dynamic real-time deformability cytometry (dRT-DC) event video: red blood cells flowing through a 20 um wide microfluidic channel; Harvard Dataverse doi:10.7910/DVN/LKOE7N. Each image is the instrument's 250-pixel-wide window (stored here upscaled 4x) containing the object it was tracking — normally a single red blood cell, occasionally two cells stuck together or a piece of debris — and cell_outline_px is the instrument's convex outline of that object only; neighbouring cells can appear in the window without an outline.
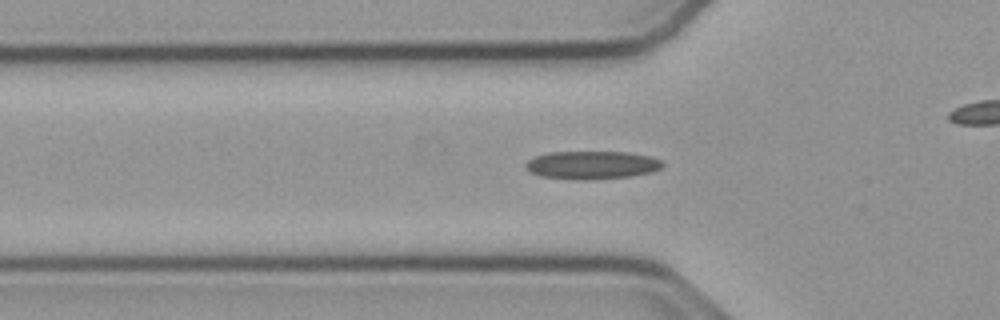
{"species": "common noctule bat (a hibernating species)", "species_latin": "Nyctalus noctula", "temperature_condition": "cold", "stored_images_in_passage": 54, "camera_frame_rate_fps": 3000, "um_per_image_px": 0.085, "animal": {"sex": "male", "body_mass_g": 23.1, "forearm_length_mm": 52.7}, "frame": {"image": 1, "passage_image": 17, "time_ms": 5.333, "image_size_px": [1000, 320], "cell_outline_px": [[664, 164], [660, 168], [652, 172], [632, 176], [592, 180], [588, 180], [540, 176], [528, 172], [524, 164], [528, 160], [536, 156], [548, 152], [628, 152], [652, 156], [660, 160]], "centroid_in_image_um": [50.31, 14.02], "position_along_channel_um": 75.5, "area_um2": 22.54}}
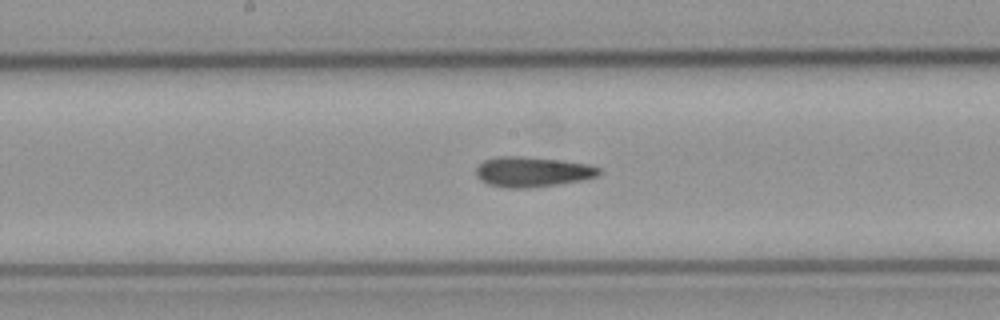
{"frame": {"image": 2, "passage_image": 27, "time_ms": 8.667, "image_size_px": [1000, 320], "cell_outline_px": [[600, 172], [596, 176], [584, 180], [556, 184], [524, 188], [508, 188], [488, 184], [480, 180], [476, 176], [476, 168], [484, 160], [500, 156], [520, 156], [560, 160], [588, 164], [600, 168]], "centroid_in_image_um": [45.23, 14.6], "position_along_channel_um": 203.0, "area_um2": 21.44}}
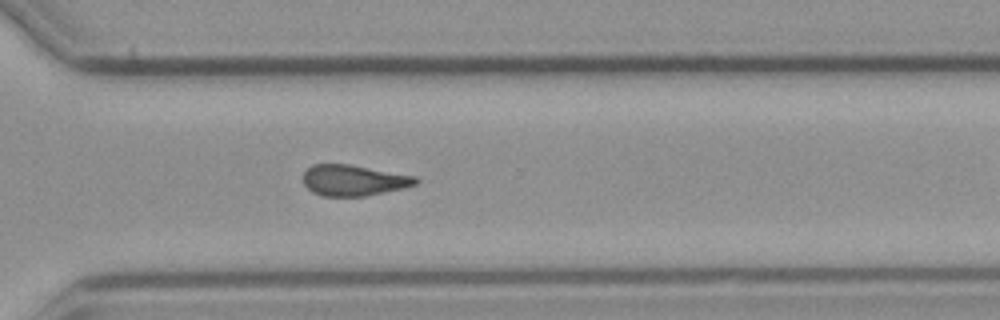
{"frame": {"image": 3, "passage_image": 38, "time_ms": 12.333, "image_size_px": [1000, 320], "cell_outline_px": [[420, 180], [416, 184], [404, 188], [364, 196], [324, 196], [312, 192], [304, 184], [304, 172], [312, 164], [348, 164], [416, 176]], "centroid_in_image_um": [30.07, 15.32], "position_along_channel_um": 340.5, "area_um2": 20.17}, "authors_computed_cell_mechanics": {"area_um2": 20.808, "velocity_mm_per_s": 3.7756, "shape_relaxation_time_tau1_ms": null, "shape_relaxation_time_tau2_ms": 6.3517, "deformation_change_tau1": null, "deformation_change_tau2": 0.1617}}